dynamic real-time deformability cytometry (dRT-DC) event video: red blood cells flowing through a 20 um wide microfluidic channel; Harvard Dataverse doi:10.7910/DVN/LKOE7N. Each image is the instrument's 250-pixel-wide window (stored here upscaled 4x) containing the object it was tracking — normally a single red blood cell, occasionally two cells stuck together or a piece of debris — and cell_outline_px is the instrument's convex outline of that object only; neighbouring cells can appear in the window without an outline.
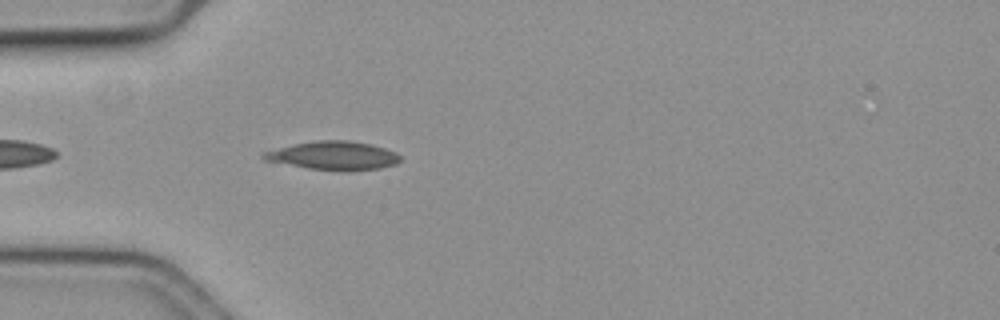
{"species": "common noctule bat (a hibernating species)", "species_latin": "Nyctalus noctula", "temperature_condition": "cold", "stored_images_in_passage": 28, "camera_frame_rate_fps": 3000, "um_per_image_px": 0.085, "animal": {"sex": "female", "body_mass_g": 19.3, "forearm_length_mm": 54.1}, "frame": {"image": 1, "passage_image": 4, "time_ms": 1.0, "image_size_px": [1000, 320], "cell_outline_px": [[400, 160], [396, 164], [380, 168], [352, 172], [340, 172], [308, 168], [264, 160], [260, 156], [264, 152], [292, 144], [316, 140], [348, 140], [372, 144], [396, 152], [400, 156]], "centroid_in_image_um": [28.37, 13.24], "position_along_channel_um": 56.6, "area_um2": 23.06}}
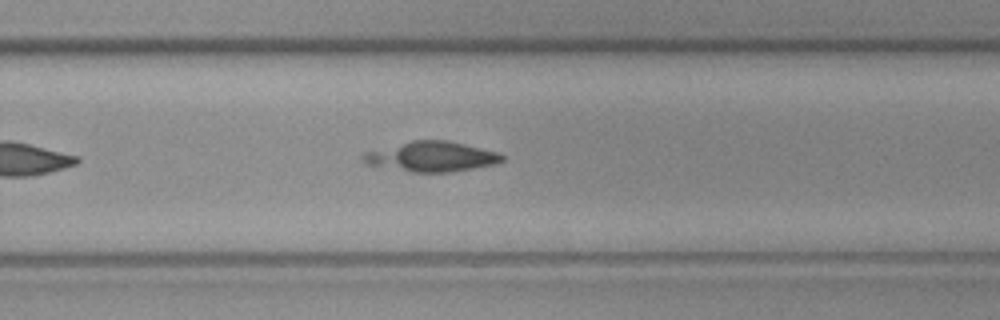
{"frame": {"image": 2, "passage_image": 24, "time_ms": 7.667, "image_size_px": [1000, 320], "cell_outline_px": [[504, 160], [496, 164], [448, 172], [408, 172], [368, 164], [360, 160], [360, 156], [364, 152], [412, 140], [448, 140], [496, 152], [504, 156]], "centroid_in_image_um": [36.63, 13.31], "position_along_channel_um": 293.2, "area_um2": 24.22}}